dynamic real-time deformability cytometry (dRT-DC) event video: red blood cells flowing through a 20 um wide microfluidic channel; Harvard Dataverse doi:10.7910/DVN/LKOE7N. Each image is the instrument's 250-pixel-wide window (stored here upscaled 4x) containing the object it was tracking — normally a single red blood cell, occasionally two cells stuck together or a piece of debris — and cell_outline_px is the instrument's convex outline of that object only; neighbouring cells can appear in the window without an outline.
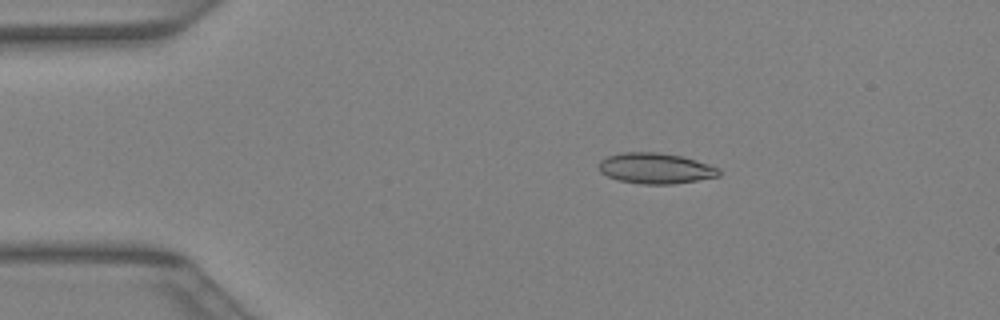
{"species": "Egyptian fruit bat (a non-hibernating species)", "species_latin": "Rousettus aegyptiacus", "temperature_condition": "warm", "stored_images_in_passage": 36, "camera_frame_rate_fps": 3000, "um_per_image_px": 0.085, "animal": {"sex": "female"}, "frame": {"image": 1, "passage_image": 3, "time_ms": 0.667, "image_size_px": [1000, 320], "cell_outline_px": [[720, 176], [672, 184], [644, 184], [620, 180], [608, 176], [600, 172], [596, 168], [600, 160], [608, 156], [620, 152], [656, 152], [680, 156], [696, 160], [720, 168]], "centroid_in_image_um": [55.69, 14.3], "position_along_channel_um": 29.3, "area_um2": 21.44}}
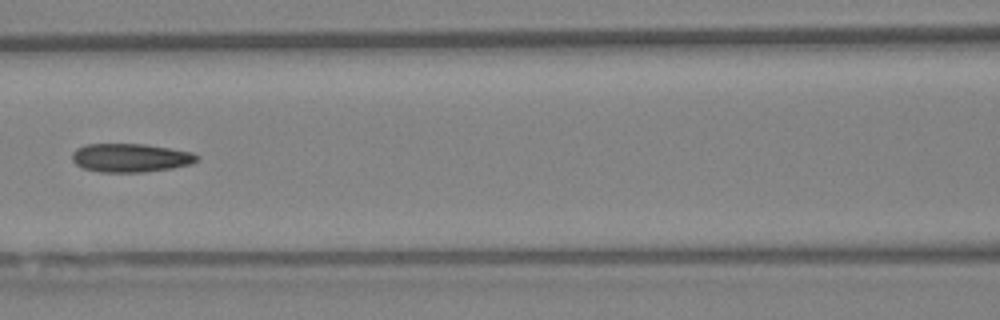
{"frame": {"image": 2, "passage_image": 14, "time_ms": 4.333, "image_size_px": [1000, 320], "cell_outline_px": [[200, 156], [192, 164], [172, 168], [144, 172], [100, 172], [84, 168], [76, 164], [72, 160], [72, 152], [76, 148], [84, 144], [144, 144], [192, 152]], "centroid_in_image_um": [11.08, 13.41], "position_along_channel_um": 155.5, "area_um2": 20.81}}
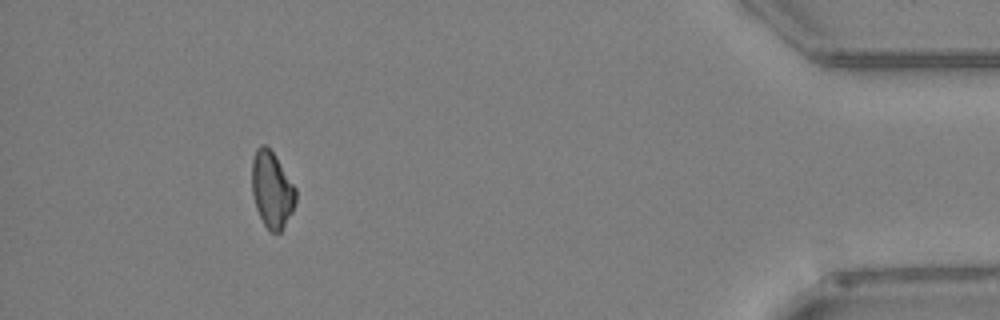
{"frame": {"image": 3, "passage_image": 33, "time_ms": 10.667, "image_size_px": [1000, 320], "cell_outline_px": [[296, 200], [292, 212], [280, 232], [272, 232], [264, 224], [256, 208], [252, 192], [252, 160], [256, 148], [260, 144], [264, 144], [272, 152], [296, 188]], "centroid_in_image_um": [23.1, 16.11], "position_along_channel_um": 412.1, "area_um2": 19.19}}